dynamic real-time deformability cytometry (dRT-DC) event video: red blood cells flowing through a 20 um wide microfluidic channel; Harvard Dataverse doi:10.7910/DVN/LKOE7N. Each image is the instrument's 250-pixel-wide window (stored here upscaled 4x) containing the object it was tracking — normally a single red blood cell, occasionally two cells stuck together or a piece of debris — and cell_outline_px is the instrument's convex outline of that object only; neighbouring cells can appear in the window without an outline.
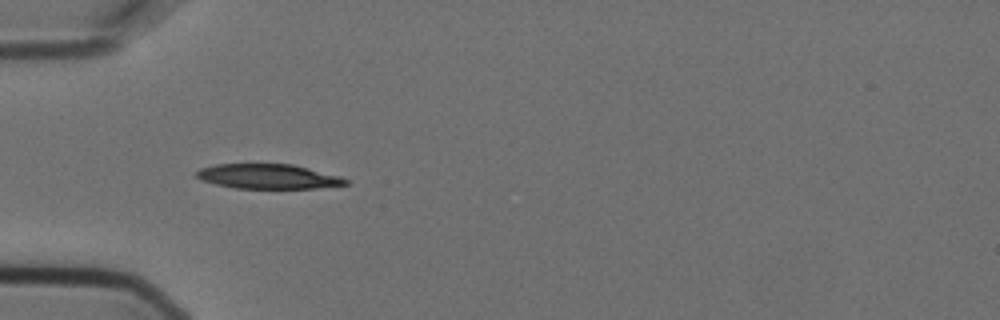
{"species": "Egyptian fruit bat (a non-hibernating species)", "species_latin": "Rousettus aegyptiacus", "temperature_condition": "cold", "stored_images_in_passage": 8, "camera_frame_rate_fps": 3000, "um_per_image_px": 0.085, "animal": {"sex": "female"}, "frame": {"image": 1, "passage_image": 4, "time_ms": 1.0, "image_size_px": [1000, 320], "cell_outline_px": [[348, 184], [316, 188], [236, 188], [216, 184], [200, 180], [196, 176], [196, 172], [200, 168], [216, 164], [292, 164], [340, 176], [348, 180]], "centroid_in_image_um": [22.77, 14.99], "position_along_channel_um": 62.2, "area_um2": 21.33}}
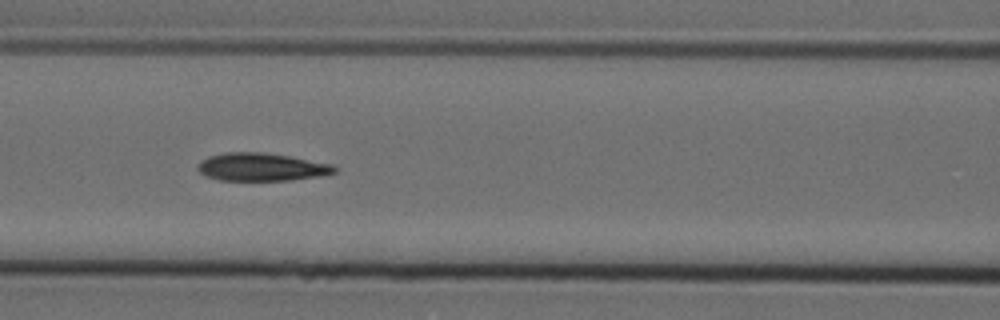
{"frame": {"image": 2, "passage_image": 6, "time_ms": 1.667, "image_size_px": [1000, 320], "cell_outline_px": [[336, 172], [320, 176], [292, 180], [220, 180], [204, 176], [196, 168], [208, 156], [228, 152], [264, 152], [288, 156], [332, 164], [336, 168]], "centroid_in_image_um": [22.22, 14.2], "position_along_channel_um": 144.4, "area_um2": 22.08}}
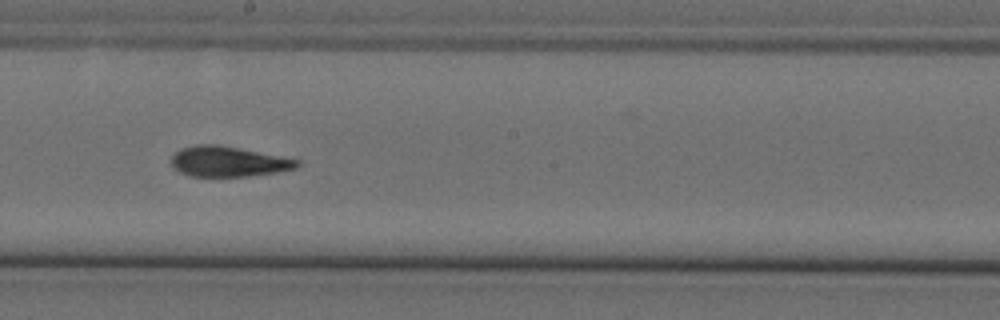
{"frame": {"image": 3, "passage_image": 8, "time_ms": 2.333, "image_size_px": [1000, 320], "cell_outline_px": [[300, 164], [296, 168], [276, 172], [248, 176], [188, 176], [180, 172], [168, 160], [180, 148], [196, 144], [220, 144], [300, 160]], "centroid_in_image_um": [19.37, 13.72], "position_along_channel_um": 228.8, "area_um2": 22.25}}